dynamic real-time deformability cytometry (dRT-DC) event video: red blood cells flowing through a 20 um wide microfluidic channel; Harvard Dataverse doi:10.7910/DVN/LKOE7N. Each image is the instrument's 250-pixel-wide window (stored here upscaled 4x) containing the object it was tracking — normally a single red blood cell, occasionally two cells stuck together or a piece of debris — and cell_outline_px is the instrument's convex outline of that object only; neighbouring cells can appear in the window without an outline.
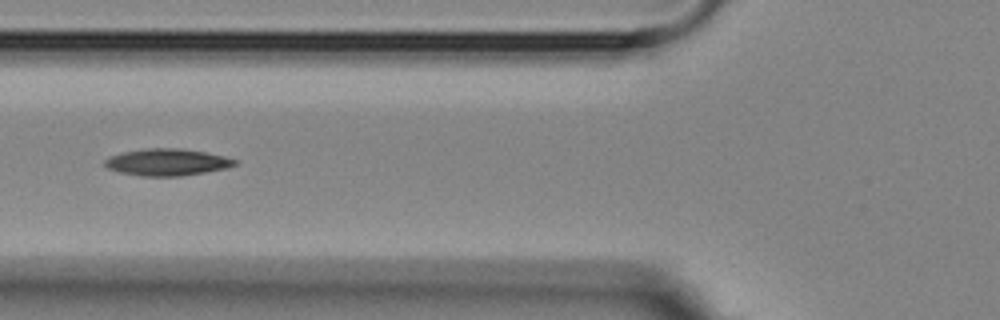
{"species": "Egyptian fruit bat (a non-hibernating species)", "species_latin": "Rousettus aegyptiacus", "temperature_condition": "room temperature", "stored_images_in_passage": 12, "camera_frame_rate_fps": 3000, "um_per_image_px": 0.085, "animal": {"sex": "female"}, "frame": {"image": 1, "passage_image": 3, "time_ms": 2.333, "image_size_px": [1000, 320], "cell_outline_px": [[236, 164], [224, 168], [204, 172], [180, 176], [140, 176], [120, 172], [108, 168], [104, 164], [104, 160], [112, 156], [124, 152], [148, 148], [180, 148], [204, 152], [224, 156], [236, 160]], "centroid_in_image_um": [14.18, 13.78], "position_along_channel_um": 111.6, "area_um2": 20.0}}
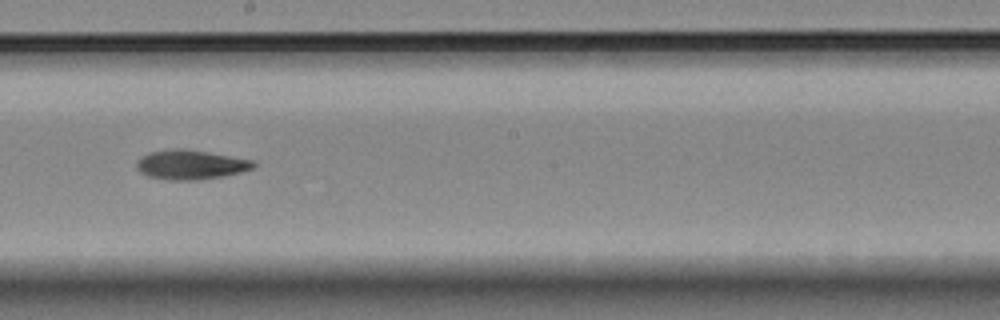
{"frame": {"image": 2, "passage_image": 6, "time_ms": 5.667, "image_size_px": [1000, 320], "cell_outline_px": [[256, 168], [224, 176], [200, 180], [168, 180], [148, 176], [140, 172], [136, 168], [136, 164], [148, 152], [172, 148], [184, 148], [256, 160]], "centroid_in_image_um": [16.25, 13.99], "position_along_channel_um": 231.9, "area_um2": 20.29}}
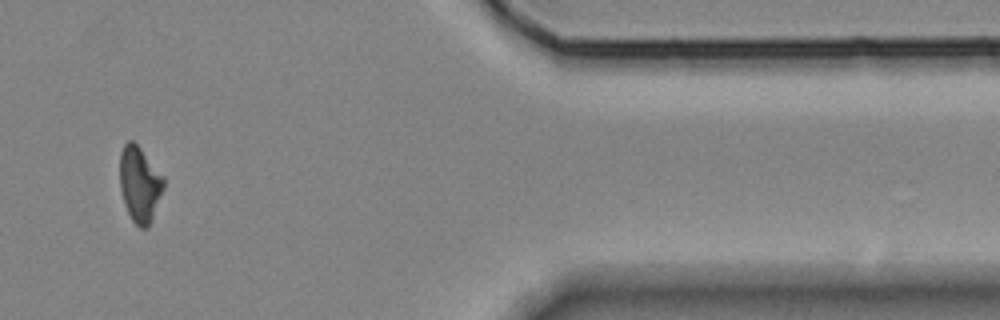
{"frame": {"image": 3, "passage_image": 10, "time_ms": 11.333, "image_size_px": [1000, 320], "cell_outline_px": [[164, 188], [152, 220], [148, 228], [140, 228], [132, 220], [124, 204], [120, 188], [120, 152], [124, 144], [128, 140], [132, 140], [140, 148], [164, 176]], "centroid_in_image_um": [11.88, 15.67], "position_along_channel_um": 399.5, "area_um2": 19.36}}